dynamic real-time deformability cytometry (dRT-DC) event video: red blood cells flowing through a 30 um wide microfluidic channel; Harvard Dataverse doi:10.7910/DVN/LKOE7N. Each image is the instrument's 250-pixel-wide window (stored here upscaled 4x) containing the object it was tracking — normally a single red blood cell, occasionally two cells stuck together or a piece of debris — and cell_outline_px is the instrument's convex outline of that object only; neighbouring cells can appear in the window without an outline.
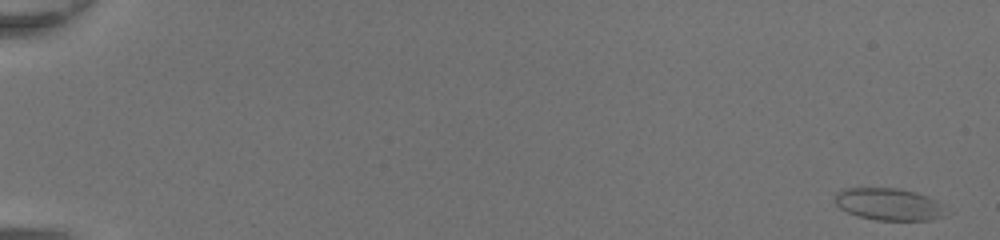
{"species": "common noctule bat (a hibernating species)", "species_latin": "Nyctalus noctula", "temperature_condition": "room temperature", "stored_images_in_passage": 49, "camera_frame_rate_fps": 3000, "um_per_image_px": 0.085, "animal": {"sex": "female", "body_mass_g": 20.0, "forearm_length_mm": 54.0}, "frame": {"image": 1, "passage_image": 1, "time_ms": 0.0, "image_size_px": [1000, 240], "cell_outline_px": [[952, 212], [944, 216], [932, 220], [876, 220], [860, 216], [848, 212], [840, 208], [836, 204], [836, 192], [844, 188], [900, 188], [916, 192], [928, 196], [936, 200]], "centroid_in_image_um": [75.64, 17.36], "position_along_channel_um": 9.4, "area_um2": 21.04}}
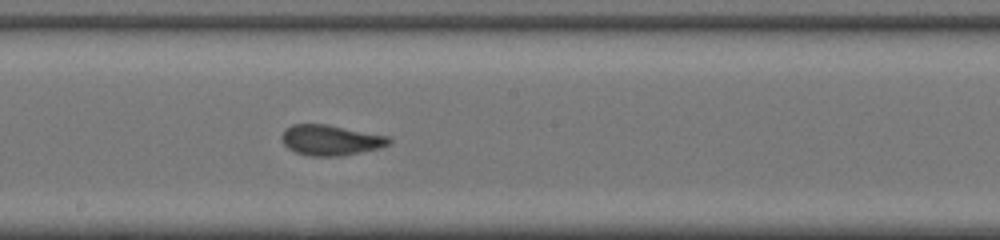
{"frame": {"image": 2, "passage_image": 29, "time_ms": 9.333, "image_size_px": [1000, 240], "cell_outline_px": [[392, 140], [388, 144], [380, 148], [340, 156], [308, 156], [296, 152], [288, 148], [284, 144], [280, 136], [284, 128], [292, 124], [328, 124], [388, 136]], "centroid_in_image_um": [28.07, 11.9], "position_along_channel_um": 220.1, "area_um2": 19.13}}
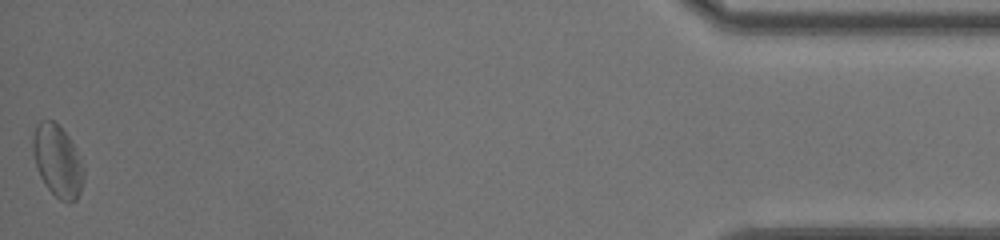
{"frame": {"image": 3, "passage_image": 49, "time_ms": 16.0, "image_size_px": [1000, 240], "cell_outline_px": [[84, 180], [80, 192], [76, 200], [68, 204], [60, 200], [48, 188], [40, 176], [32, 152], [32, 136], [36, 124], [40, 120], [52, 120], [68, 136], [84, 168]], "centroid_in_image_um": [4.88, 13.7], "position_along_channel_um": 430.3, "area_um2": 21.15}, "authors_computed_cell_mechanics": {"area_um2": 19.7098, "velocity_mm_per_s": 4.3653, "shape_relaxation_time_tau1_ms": 4.5418, "shape_relaxation_time_tau2_ms": 0.8479, "deformation_change_tau1": 0.1201, "deformation_change_tau2": 0.064}}